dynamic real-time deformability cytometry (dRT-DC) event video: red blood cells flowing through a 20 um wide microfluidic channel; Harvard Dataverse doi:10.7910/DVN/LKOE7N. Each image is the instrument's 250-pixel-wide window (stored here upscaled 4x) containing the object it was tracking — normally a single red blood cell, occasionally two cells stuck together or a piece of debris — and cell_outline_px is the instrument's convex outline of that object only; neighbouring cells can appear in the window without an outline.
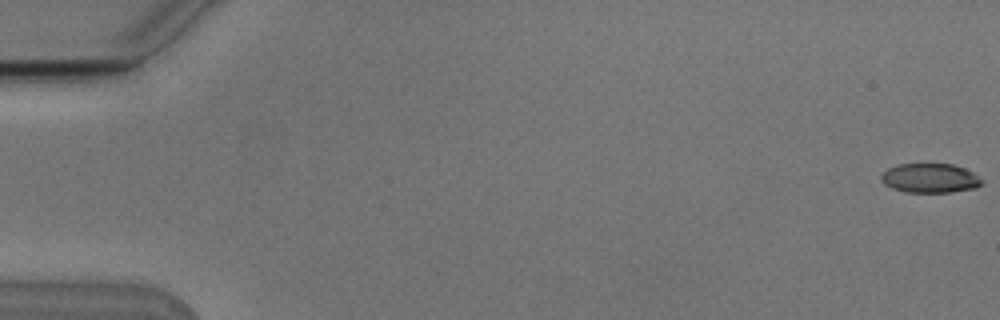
{"species": "Egyptian fruit bat (a non-hibernating species)", "species_latin": "Rousettus aegyptiacus", "temperature_condition": "cold", "stored_images_in_passage": 8, "camera_frame_rate_fps": 3000, "um_per_image_px": 0.085, "animal": {"sex": "male"}, "frame": {"image": 1, "passage_image": 1, "time_ms": 0.0, "image_size_px": [1000, 320], "cell_outline_px": [[984, 180], [976, 188], [952, 192], [908, 192], [892, 188], [884, 184], [880, 180], [880, 176], [888, 168], [896, 164], [952, 164], [964, 168], [972, 172]], "centroid_in_image_um": [79.04, 15.14], "position_along_channel_um": 6.0, "area_um2": 17.22}}
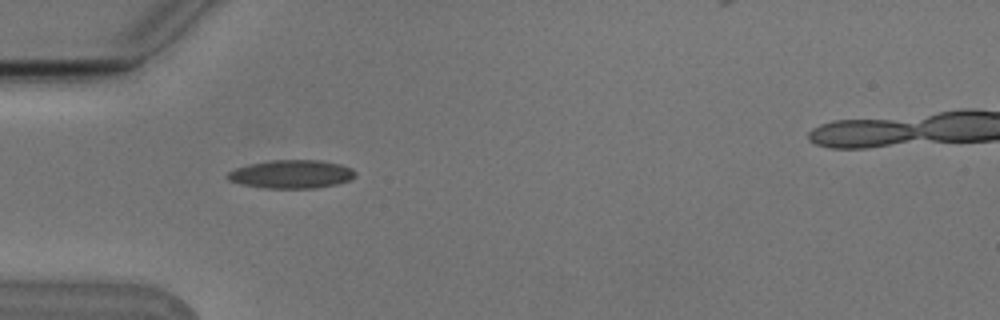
{"frame": {"image": 2, "passage_image": 6, "time_ms": 1.667, "image_size_px": [1000, 320], "cell_outline_px": [[356, 176], [348, 180], [336, 184], [316, 188], [264, 188], [240, 184], [228, 180], [224, 176], [228, 172], [236, 168], [252, 164], [272, 160], [320, 160], [340, 164], [352, 168], [356, 172]], "centroid_in_image_um": [24.76, 14.81], "position_along_channel_um": 60.2, "area_um2": 21.1}}
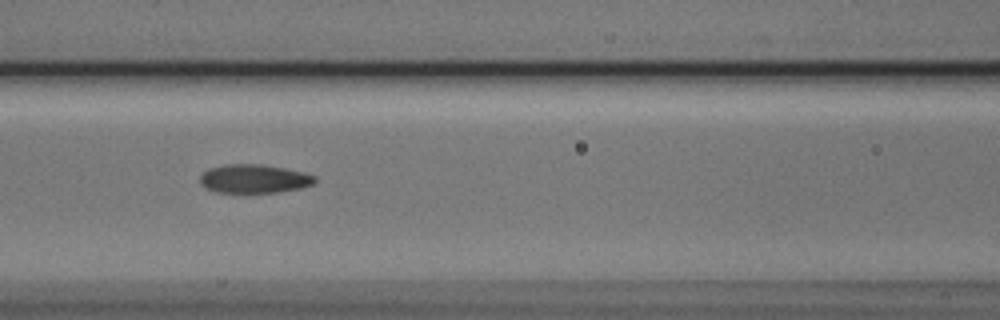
{"frame": {"image": 3, "passage_image": 8, "time_ms": 2.333, "image_size_px": [1000, 320], "cell_outline_px": [[316, 180], [312, 184], [300, 188], [276, 192], [216, 192], [204, 188], [200, 184], [200, 176], [208, 168], [224, 164], [260, 164], [284, 168], [304, 172], [316, 176]], "centroid_in_image_um": [21.56, 15.18], "position_along_channel_um": 145.0, "area_um2": 19.19}}